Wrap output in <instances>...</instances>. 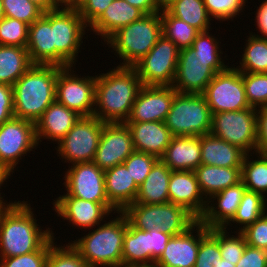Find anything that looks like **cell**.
Segmentation results:
<instances>
[{
  "mask_svg": "<svg viewBox=\"0 0 267 267\" xmlns=\"http://www.w3.org/2000/svg\"><path fill=\"white\" fill-rule=\"evenodd\" d=\"M142 86L133 67L117 66L96 75L93 116L105 123H125Z\"/></svg>",
  "mask_w": 267,
  "mask_h": 267,
  "instance_id": "6da1fadb",
  "label": "cell"
},
{
  "mask_svg": "<svg viewBox=\"0 0 267 267\" xmlns=\"http://www.w3.org/2000/svg\"><path fill=\"white\" fill-rule=\"evenodd\" d=\"M30 202L16 200L0 211V258L39 250L53 235L50 227L42 230Z\"/></svg>",
  "mask_w": 267,
  "mask_h": 267,
  "instance_id": "7a4b0ae2",
  "label": "cell"
},
{
  "mask_svg": "<svg viewBox=\"0 0 267 267\" xmlns=\"http://www.w3.org/2000/svg\"><path fill=\"white\" fill-rule=\"evenodd\" d=\"M60 66L33 64L12 86L14 117L36 122L56 100Z\"/></svg>",
  "mask_w": 267,
  "mask_h": 267,
  "instance_id": "3957f363",
  "label": "cell"
},
{
  "mask_svg": "<svg viewBox=\"0 0 267 267\" xmlns=\"http://www.w3.org/2000/svg\"><path fill=\"white\" fill-rule=\"evenodd\" d=\"M112 219L103 221L92 231L89 229L86 235L69 241L90 267L122 266L127 217L122 211H117V217Z\"/></svg>",
  "mask_w": 267,
  "mask_h": 267,
  "instance_id": "277c9868",
  "label": "cell"
},
{
  "mask_svg": "<svg viewBox=\"0 0 267 267\" xmlns=\"http://www.w3.org/2000/svg\"><path fill=\"white\" fill-rule=\"evenodd\" d=\"M162 35L160 12L144 15L141 19L118 29L105 43L123 62L118 66L133 67L157 43Z\"/></svg>",
  "mask_w": 267,
  "mask_h": 267,
  "instance_id": "5b68a950",
  "label": "cell"
},
{
  "mask_svg": "<svg viewBox=\"0 0 267 267\" xmlns=\"http://www.w3.org/2000/svg\"><path fill=\"white\" fill-rule=\"evenodd\" d=\"M128 222L138 230L159 228L172 236L180 235L193 226L198 219L186 208L174 203H132L122 211Z\"/></svg>",
  "mask_w": 267,
  "mask_h": 267,
  "instance_id": "8992f818",
  "label": "cell"
},
{
  "mask_svg": "<svg viewBox=\"0 0 267 267\" xmlns=\"http://www.w3.org/2000/svg\"><path fill=\"white\" fill-rule=\"evenodd\" d=\"M82 16L73 5H62L51 10L53 37V65L76 66L77 56L87 33Z\"/></svg>",
  "mask_w": 267,
  "mask_h": 267,
  "instance_id": "52a82bcc",
  "label": "cell"
},
{
  "mask_svg": "<svg viewBox=\"0 0 267 267\" xmlns=\"http://www.w3.org/2000/svg\"><path fill=\"white\" fill-rule=\"evenodd\" d=\"M173 136L210 134L212 112L202 94L176 93L165 119Z\"/></svg>",
  "mask_w": 267,
  "mask_h": 267,
  "instance_id": "ba28073f",
  "label": "cell"
},
{
  "mask_svg": "<svg viewBox=\"0 0 267 267\" xmlns=\"http://www.w3.org/2000/svg\"><path fill=\"white\" fill-rule=\"evenodd\" d=\"M105 122L95 116L80 117L57 143L56 153L62 162L76 164L92 162L97 151ZM61 156V157H60Z\"/></svg>",
  "mask_w": 267,
  "mask_h": 267,
  "instance_id": "9c48e42d",
  "label": "cell"
},
{
  "mask_svg": "<svg viewBox=\"0 0 267 267\" xmlns=\"http://www.w3.org/2000/svg\"><path fill=\"white\" fill-rule=\"evenodd\" d=\"M210 134L235 145L246 154L256 152V108L212 114Z\"/></svg>",
  "mask_w": 267,
  "mask_h": 267,
  "instance_id": "30bf717a",
  "label": "cell"
},
{
  "mask_svg": "<svg viewBox=\"0 0 267 267\" xmlns=\"http://www.w3.org/2000/svg\"><path fill=\"white\" fill-rule=\"evenodd\" d=\"M38 146L34 122L13 117L0 125V167L10 176L19 160Z\"/></svg>",
  "mask_w": 267,
  "mask_h": 267,
  "instance_id": "8fae6325",
  "label": "cell"
},
{
  "mask_svg": "<svg viewBox=\"0 0 267 267\" xmlns=\"http://www.w3.org/2000/svg\"><path fill=\"white\" fill-rule=\"evenodd\" d=\"M179 49L164 35L133 68L146 86H172L178 64Z\"/></svg>",
  "mask_w": 267,
  "mask_h": 267,
  "instance_id": "7c38bea8",
  "label": "cell"
},
{
  "mask_svg": "<svg viewBox=\"0 0 267 267\" xmlns=\"http://www.w3.org/2000/svg\"><path fill=\"white\" fill-rule=\"evenodd\" d=\"M74 69L69 66L58 70L56 101L81 117L93 116L96 75L81 77Z\"/></svg>",
  "mask_w": 267,
  "mask_h": 267,
  "instance_id": "4fadbf2b",
  "label": "cell"
},
{
  "mask_svg": "<svg viewBox=\"0 0 267 267\" xmlns=\"http://www.w3.org/2000/svg\"><path fill=\"white\" fill-rule=\"evenodd\" d=\"M212 114L250 108L245 95L242 72L235 66L216 73L202 93Z\"/></svg>",
  "mask_w": 267,
  "mask_h": 267,
  "instance_id": "5bb4252c",
  "label": "cell"
},
{
  "mask_svg": "<svg viewBox=\"0 0 267 267\" xmlns=\"http://www.w3.org/2000/svg\"><path fill=\"white\" fill-rule=\"evenodd\" d=\"M66 170L63 177L66 193L63 195L97 203H110L105 192L104 170L93 161L76 163Z\"/></svg>",
  "mask_w": 267,
  "mask_h": 267,
  "instance_id": "9a60e30c",
  "label": "cell"
},
{
  "mask_svg": "<svg viewBox=\"0 0 267 267\" xmlns=\"http://www.w3.org/2000/svg\"><path fill=\"white\" fill-rule=\"evenodd\" d=\"M54 201L52 210H55L57 216L81 230L98 226L104 218L118 211L111 203H97L70 195H60Z\"/></svg>",
  "mask_w": 267,
  "mask_h": 267,
  "instance_id": "2e32d148",
  "label": "cell"
},
{
  "mask_svg": "<svg viewBox=\"0 0 267 267\" xmlns=\"http://www.w3.org/2000/svg\"><path fill=\"white\" fill-rule=\"evenodd\" d=\"M135 151L126 123H104L93 162L102 170L113 168Z\"/></svg>",
  "mask_w": 267,
  "mask_h": 267,
  "instance_id": "e0dca14e",
  "label": "cell"
},
{
  "mask_svg": "<svg viewBox=\"0 0 267 267\" xmlns=\"http://www.w3.org/2000/svg\"><path fill=\"white\" fill-rule=\"evenodd\" d=\"M215 75L210 61L197 59L194 50L189 47L179 50L172 86L178 93L202 94Z\"/></svg>",
  "mask_w": 267,
  "mask_h": 267,
  "instance_id": "ac0fdd59",
  "label": "cell"
},
{
  "mask_svg": "<svg viewBox=\"0 0 267 267\" xmlns=\"http://www.w3.org/2000/svg\"><path fill=\"white\" fill-rule=\"evenodd\" d=\"M176 93L173 86L143 85L126 122H164Z\"/></svg>",
  "mask_w": 267,
  "mask_h": 267,
  "instance_id": "d6986e66",
  "label": "cell"
},
{
  "mask_svg": "<svg viewBox=\"0 0 267 267\" xmlns=\"http://www.w3.org/2000/svg\"><path fill=\"white\" fill-rule=\"evenodd\" d=\"M200 241L201 222L198 220L186 232L171 236L155 264L158 267H194Z\"/></svg>",
  "mask_w": 267,
  "mask_h": 267,
  "instance_id": "ffe728a7",
  "label": "cell"
},
{
  "mask_svg": "<svg viewBox=\"0 0 267 267\" xmlns=\"http://www.w3.org/2000/svg\"><path fill=\"white\" fill-rule=\"evenodd\" d=\"M168 193L170 203L186 208L198 220L204 214L207 200L200 191L194 171H172Z\"/></svg>",
  "mask_w": 267,
  "mask_h": 267,
  "instance_id": "44dd1931",
  "label": "cell"
},
{
  "mask_svg": "<svg viewBox=\"0 0 267 267\" xmlns=\"http://www.w3.org/2000/svg\"><path fill=\"white\" fill-rule=\"evenodd\" d=\"M246 190L245 185L240 181L213 194L207 199L205 212L199 221L209 229L224 228L233 219Z\"/></svg>",
  "mask_w": 267,
  "mask_h": 267,
  "instance_id": "7402d4cb",
  "label": "cell"
},
{
  "mask_svg": "<svg viewBox=\"0 0 267 267\" xmlns=\"http://www.w3.org/2000/svg\"><path fill=\"white\" fill-rule=\"evenodd\" d=\"M131 131L136 151L148 153L160 159L173 135L165 122H125Z\"/></svg>",
  "mask_w": 267,
  "mask_h": 267,
  "instance_id": "603a6c76",
  "label": "cell"
},
{
  "mask_svg": "<svg viewBox=\"0 0 267 267\" xmlns=\"http://www.w3.org/2000/svg\"><path fill=\"white\" fill-rule=\"evenodd\" d=\"M80 117L75 111L55 100L35 122L38 145H40L41 139H47L57 144Z\"/></svg>",
  "mask_w": 267,
  "mask_h": 267,
  "instance_id": "cb8c5ba5",
  "label": "cell"
},
{
  "mask_svg": "<svg viewBox=\"0 0 267 267\" xmlns=\"http://www.w3.org/2000/svg\"><path fill=\"white\" fill-rule=\"evenodd\" d=\"M160 160L171 171H194L201 165L200 136H173Z\"/></svg>",
  "mask_w": 267,
  "mask_h": 267,
  "instance_id": "d4e9b609",
  "label": "cell"
},
{
  "mask_svg": "<svg viewBox=\"0 0 267 267\" xmlns=\"http://www.w3.org/2000/svg\"><path fill=\"white\" fill-rule=\"evenodd\" d=\"M104 177L108 201L118 211L135 202L139 187L124 163L105 170Z\"/></svg>",
  "mask_w": 267,
  "mask_h": 267,
  "instance_id": "484cf974",
  "label": "cell"
},
{
  "mask_svg": "<svg viewBox=\"0 0 267 267\" xmlns=\"http://www.w3.org/2000/svg\"><path fill=\"white\" fill-rule=\"evenodd\" d=\"M145 14L125 0H113L103 14L87 29L104 42L118 29L141 19Z\"/></svg>",
  "mask_w": 267,
  "mask_h": 267,
  "instance_id": "4316f807",
  "label": "cell"
},
{
  "mask_svg": "<svg viewBox=\"0 0 267 267\" xmlns=\"http://www.w3.org/2000/svg\"><path fill=\"white\" fill-rule=\"evenodd\" d=\"M26 48L33 64L53 65L51 10L29 25Z\"/></svg>",
  "mask_w": 267,
  "mask_h": 267,
  "instance_id": "83f0119b",
  "label": "cell"
},
{
  "mask_svg": "<svg viewBox=\"0 0 267 267\" xmlns=\"http://www.w3.org/2000/svg\"><path fill=\"white\" fill-rule=\"evenodd\" d=\"M201 164L218 167H241L245 152L212 134L200 136Z\"/></svg>",
  "mask_w": 267,
  "mask_h": 267,
  "instance_id": "f1b7e54d",
  "label": "cell"
},
{
  "mask_svg": "<svg viewBox=\"0 0 267 267\" xmlns=\"http://www.w3.org/2000/svg\"><path fill=\"white\" fill-rule=\"evenodd\" d=\"M194 172L200 191L206 200L213 194L241 181V167H218L201 164Z\"/></svg>",
  "mask_w": 267,
  "mask_h": 267,
  "instance_id": "f546056e",
  "label": "cell"
},
{
  "mask_svg": "<svg viewBox=\"0 0 267 267\" xmlns=\"http://www.w3.org/2000/svg\"><path fill=\"white\" fill-rule=\"evenodd\" d=\"M171 170L159 159L139 186L134 203L162 204L169 202L168 185Z\"/></svg>",
  "mask_w": 267,
  "mask_h": 267,
  "instance_id": "4dcf8cb0",
  "label": "cell"
},
{
  "mask_svg": "<svg viewBox=\"0 0 267 267\" xmlns=\"http://www.w3.org/2000/svg\"><path fill=\"white\" fill-rule=\"evenodd\" d=\"M153 263L151 234L148 230L134 228L127 219L123 239L122 266Z\"/></svg>",
  "mask_w": 267,
  "mask_h": 267,
  "instance_id": "1f68e13d",
  "label": "cell"
},
{
  "mask_svg": "<svg viewBox=\"0 0 267 267\" xmlns=\"http://www.w3.org/2000/svg\"><path fill=\"white\" fill-rule=\"evenodd\" d=\"M33 65L27 48L0 45V83L13 86Z\"/></svg>",
  "mask_w": 267,
  "mask_h": 267,
  "instance_id": "d6a6232c",
  "label": "cell"
},
{
  "mask_svg": "<svg viewBox=\"0 0 267 267\" xmlns=\"http://www.w3.org/2000/svg\"><path fill=\"white\" fill-rule=\"evenodd\" d=\"M167 11L199 32L212 29L211 19L203 0H174Z\"/></svg>",
  "mask_w": 267,
  "mask_h": 267,
  "instance_id": "836d02e7",
  "label": "cell"
},
{
  "mask_svg": "<svg viewBox=\"0 0 267 267\" xmlns=\"http://www.w3.org/2000/svg\"><path fill=\"white\" fill-rule=\"evenodd\" d=\"M253 154H245L241 166V181L246 189L251 192L261 194L266 198L267 194V155L255 152L257 160L253 159ZM252 156V157H251ZM251 157V158H250ZM265 194V195H264Z\"/></svg>",
  "mask_w": 267,
  "mask_h": 267,
  "instance_id": "e575fe53",
  "label": "cell"
},
{
  "mask_svg": "<svg viewBox=\"0 0 267 267\" xmlns=\"http://www.w3.org/2000/svg\"><path fill=\"white\" fill-rule=\"evenodd\" d=\"M247 38L236 68L242 73H267V38L251 33Z\"/></svg>",
  "mask_w": 267,
  "mask_h": 267,
  "instance_id": "d590c367",
  "label": "cell"
},
{
  "mask_svg": "<svg viewBox=\"0 0 267 267\" xmlns=\"http://www.w3.org/2000/svg\"><path fill=\"white\" fill-rule=\"evenodd\" d=\"M266 203L267 198L263 197L261 194L246 190L233 219L224 227V229H228L227 226L230 224V226L234 227L233 224L236 223L239 225L236 230L241 232L265 214L267 210Z\"/></svg>",
  "mask_w": 267,
  "mask_h": 267,
  "instance_id": "8d00e7d4",
  "label": "cell"
},
{
  "mask_svg": "<svg viewBox=\"0 0 267 267\" xmlns=\"http://www.w3.org/2000/svg\"><path fill=\"white\" fill-rule=\"evenodd\" d=\"M162 35L170 39L179 50L192 46L199 31L181 19L171 15L167 10L160 11Z\"/></svg>",
  "mask_w": 267,
  "mask_h": 267,
  "instance_id": "74e56055",
  "label": "cell"
},
{
  "mask_svg": "<svg viewBox=\"0 0 267 267\" xmlns=\"http://www.w3.org/2000/svg\"><path fill=\"white\" fill-rule=\"evenodd\" d=\"M210 30L199 32L194 39L191 48L194 50L197 59L210 61V67L216 72L225 70L228 66L222 60L223 54L220 49V40L210 34ZM222 57V58H221Z\"/></svg>",
  "mask_w": 267,
  "mask_h": 267,
  "instance_id": "f35d334b",
  "label": "cell"
},
{
  "mask_svg": "<svg viewBox=\"0 0 267 267\" xmlns=\"http://www.w3.org/2000/svg\"><path fill=\"white\" fill-rule=\"evenodd\" d=\"M194 267H222L218 228L209 229L201 223V241Z\"/></svg>",
  "mask_w": 267,
  "mask_h": 267,
  "instance_id": "ab89813d",
  "label": "cell"
},
{
  "mask_svg": "<svg viewBox=\"0 0 267 267\" xmlns=\"http://www.w3.org/2000/svg\"><path fill=\"white\" fill-rule=\"evenodd\" d=\"M242 78L250 107L267 106V73H242Z\"/></svg>",
  "mask_w": 267,
  "mask_h": 267,
  "instance_id": "60d3db41",
  "label": "cell"
},
{
  "mask_svg": "<svg viewBox=\"0 0 267 267\" xmlns=\"http://www.w3.org/2000/svg\"><path fill=\"white\" fill-rule=\"evenodd\" d=\"M29 25L23 21L4 17L0 21V45L26 48Z\"/></svg>",
  "mask_w": 267,
  "mask_h": 267,
  "instance_id": "b9f144b4",
  "label": "cell"
},
{
  "mask_svg": "<svg viewBox=\"0 0 267 267\" xmlns=\"http://www.w3.org/2000/svg\"><path fill=\"white\" fill-rule=\"evenodd\" d=\"M4 17L14 18L31 25L44 11L30 0H1Z\"/></svg>",
  "mask_w": 267,
  "mask_h": 267,
  "instance_id": "7bdbcfd3",
  "label": "cell"
},
{
  "mask_svg": "<svg viewBox=\"0 0 267 267\" xmlns=\"http://www.w3.org/2000/svg\"><path fill=\"white\" fill-rule=\"evenodd\" d=\"M234 232L236 236L230 235V232L224 228H218V242L221 258L236 265L241 259L247 244L241 232Z\"/></svg>",
  "mask_w": 267,
  "mask_h": 267,
  "instance_id": "ee69618b",
  "label": "cell"
},
{
  "mask_svg": "<svg viewBox=\"0 0 267 267\" xmlns=\"http://www.w3.org/2000/svg\"><path fill=\"white\" fill-rule=\"evenodd\" d=\"M56 243L49 249L46 267H90L69 242L64 246Z\"/></svg>",
  "mask_w": 267,
  "mask_h": 267,
  "instance_id": "f6af8a7d",
  "label": "cell"
},
{
  "mask_svg": "<svg viewBox=\"0 0 267 267\" xmlns=\"http://www.w3.org/2000/svg\"><path fill=\"white\" fill-rule=\"evenodd\" d=\"M53 235L39 250L15 257L0 258V267H46L49 249L54 244Z\"/></svg>",
  "mask_w": 267,
  "mask_h": 267,
  "instance_id": "bcb514c9",
  "label": "cell"
},
{
  "mask_svg": "<svg viewBox=\"0 0 267 267\" xmlns=\"http://www.w3.org/2000/svg\"><path fill=\"white\" fill-rule=\"evenodd\" d=\"M204 5L211 18L221 21H233L243 12L246 2L248 0H203Z\"/></svg>",
  "mask_w": 267,
  "mask_h": 267,
  "instance_id": "7dc6e473",
  "label": "cell"
},
{
  "mask_svg": "<svg viewBox=\"0 0 267 267\" xmlns=\"http://www.w3.org/2000/svg\"><path fill=\"white\" fill-rule=\"evenodd\" d=\"M159 159L148 153L134 151L124 164L139 187L150 173L152 167Z\"/></svg>",
  "mask_w": 267,
  "mask_h": 267,
  "instance_id": "c3c4849f",
  "label": "cell"
},
{
  "mask_svg": "<svg viewBox=\"0 0 267 267\" xmlns=\"http://www.w3.org/2000/svg\"><path fill=\"white\" fill-rule=\"evenodd\" d=\"M113 0H76L72 5L90 27L106 10Z\"/></svg>",
  "mask_w": 267,
  "mask_h": 267,
  "instance_id": "681fc988",
  "label": "cell"
},
{
  "mask_svg": "<svg viewBox=\"0 0 267 267\" xmlns=\"http://www.w3.org/2000/svg\"><path fill=\"white\" fill-rule=\"evenodd\" d=\"M241 233L244 235L247 245L267 250V216L265 214L247 226Z\"/></svg>",
  "mask_w": 267,
  "mask_h": 267,
  "instance_id": "f907efd6",
  "label": "cell"
},
{
  "mask_svg": "<svg viewBox=\"0 0 267 267\" xmlns=\"http://www.w3.org/2000/svg\"><path fill=\"white\" fill-rule=\"evenodd\" d=\"M235 267H267V250L247 245Z\"/></svg>",
  "mask_w": 267,
  "mask_h": 267,
  "instance_id": "816d5d0a",
  "label": "cell"
},
{
  "mask_svg": "<svg viewBox=\"0 0 267 267\" xmlns=\"http://www.w3.org/2000/svg\"><path fill=\"white\" fill-rule=\"evenodd\" d=\"M257 143L256 152L267 155V106L256 109Z\"/></svg>",
  "mask_w": 267,
  "mask_h": 267,
  "instance_id": "f5cc1de1",
  "label": "cell"
},
{
  "mask_svg": "<svg viewBox=\"0 0 267 267\" xmlns=\"http://www.w3.org/2000/svg\"><path fill=\"white\" fill-rule=\"evenodd\" d=\"M14 117L12 86L0 83V125Z\"/></svg>",
  "mask_w": 267,
  "mask_h": 267,
  "instance_id": "db71d44e",
  "label": "cell"
},
{
  "mask_svg": "<svg viewBox=\"0 0 267 267\" xmlns=\"http://www.w3.org/2000/svg\"><path fill=\"white\" fill-rule=\"evenodd\" d=\"M151 234V242L153 248V263L160 257L165 250L167 242L172 235L166 232H162L159 228L148 230Z\"/></svg>",
  "mask_w": 267,
  "mask_h": 267,
  "instance_id": "11a10c76",
  "label": "cell"
},
{
  "mask_svg": "<svg viewBox=\"0 0 267 267\" xmlns=\"http://www.w3.org/2000/svg\"><path fill=\"white\" fill-rule=\"evenodd\" d=\"M255 12V25L257 26L256 28H258L261 35H256L255 32H251V34H254L258 37L267 38V0H264L259 7H257Z\"/></svg>",
  "mask_w": 267,
  "mask_h": 267,
  "instance_id": "9f6ffc18",
  "label": "cell"
},
{
  "mask_svg": "<svg viewBox=\"0 0 267 267\" xmlns=\"http://www.w3.org/2000/svg\"><path fill=\"white\" fill-rule=\"evenodd\" d=\"M131 6L140 9L145 15L160 12L153 0H125Z\"/></svg>",
  "mask_w": 267,
  "mask_h": 267,
  "instance_id": "6f0895ef",
  "label": "cell"
},
{
  "mask_svg": "<svg viewBox=\"0 0 267 267\" xmlns=\"http://www.w3.org/2000/svg\"><path fill=\"white\" fill-rule=\"evenodd\" d=\"M39 6L44 12L60 8L63 4L59 0H30Z\"/></svg>",
  "mask_w": 267,
  "mask_h": 267,
  "instance_id": "680465c9",
  "label": "cell"
},
{
  "mask_svg": "<svg viewBox=\"0 0 267 267\" xmlns=\"http://www.w3.org/2000/svg\"><path fill=\"white\" fill-rule=\"evenodd\" d=\"M155 6L160 10H167V8L174 2V0H153Z\"/></svg>",
  "mask_w": 267,
  "mask_h": 267,
  "instance_id": "91938a15",
  "label": "cell"
},
{
  "mask_svg": "<svg viewBox=\"0 0 267 267\" xmlns=\"http://www.w3.org/2000/svg\"><path fill=\"white\" fill-rule=\"evenodd\" d=\"M10 177L11 176L2 167H0V189L5 182L7 183V179L9 180ZM1 194L2 193L0 192V199H3V196H1Z\"/></svg>",
  "mask_w": 267,
  "mask_h": 267,
  "instance_id": "94428289",
  "label": "cell"
},
{
  "mask_svg": "<svg viewBox=\"0 0 267 267\" xmlns=\"http://www.w3.org/2000/svg\"><path fill=\"white\" fill-rule=\"evenodd\" d=\"M121 267H158V266L155 263H151V264L129 265V266H121Z\"/></svg>",
  "mask_w": 267,
  "mask_h": 267,
  "instance_id": "6125c7cd",
  "label": "cell"
},
{
  "mask_svg": "<svg viewBox=\"0 0 267 267\" xmlns=\"http://www.w3.org/2000/svg\"><path fill=\"white\" fill-rule=\"evenodd\" d=\"M6 200H4V199H0V211L4 208V207H6V206H8V205H10L12 202L10 201V202H5ZM7 203V204H6ZM9 203V204H8Z\"/></svg>",
  "mask_w": 267,
  "mask_h": 267,
  "instance_id": "be15d7a7",
  "label": "cell"
},
{
  "mask_svg": "<svg viewBox=\"0 0 267 267\" xmlns=\"http://www.w3.org/2000/svg\"><path fill=\"white\" fill-rule=\"evenodd\" d=\"M222 267H235V265L232 262L222 259Z\"/></svg>",
  "mask_w": 267,
  "mask_h": 267,
  "instance_id": "e7e4bbea",
  "label": "cell"
},
{
  "mask_svg": "<svg viewBox=\"0 0 267 267\" xmlns=\"http://www.w3.org/2000/svg\"><path fill=\"white\" fill-rule=\"evenodd\" d=\"M64 5H72L75 0H59Z\"/></svg>",
  "mask_w": 267,
  "mask_h": 267,
  "instance_id": "03108f58",
  "label": "cell"
},
{
  "mask_svg": "<svg viewBox=\"0 0 267 267\" xmlns=\"http://www.w3.org/2000/svg\"><path fill=\"white\" fill-rule=\"evenodd\" d=\"M4 18V14H3V6H2V2L0 0V21Z\"/></svg>",
  "mask_w": 267,
  "mask_h": 267,
  "instance_id": "003e7915",
  "label": "cell"
}]
</instances>
